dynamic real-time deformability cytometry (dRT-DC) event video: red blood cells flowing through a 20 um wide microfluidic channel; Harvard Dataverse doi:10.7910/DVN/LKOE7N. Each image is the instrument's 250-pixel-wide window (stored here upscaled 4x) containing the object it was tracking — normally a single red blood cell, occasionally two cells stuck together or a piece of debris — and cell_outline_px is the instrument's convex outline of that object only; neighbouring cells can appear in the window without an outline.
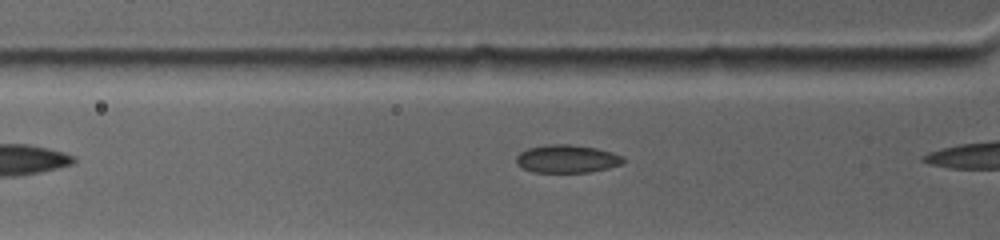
{"species": "common noctule bat (a hibernating species)", "species_latin": "Nyctalus noctula", "temperature_condition": "warm", "stored_images_in_passage": 7, "camera_frame_rate_fps": 4500, "um_per_image_px": 0.085, "animal": {"sex": "female", "body_mass_g": 19.0, "forearm_length_mm": 53.3}, "frame": {"image": 1, "passage_image": 2, "time_ms": 0.444, "image_size_px": [1000, 240], "cell_outline_px": [[624, 164], [608, 168], [588, 172], [532, 172], [516, 164], [516, 156], [520, 152], [528, 148], [544, 144], [568, 144], [596, 148], [612, 152], [624, 156]], "centroid_in_image_um": [48.2, 13.49], "position_along_channel_um": 77.6, "area_um2": 17.57}}
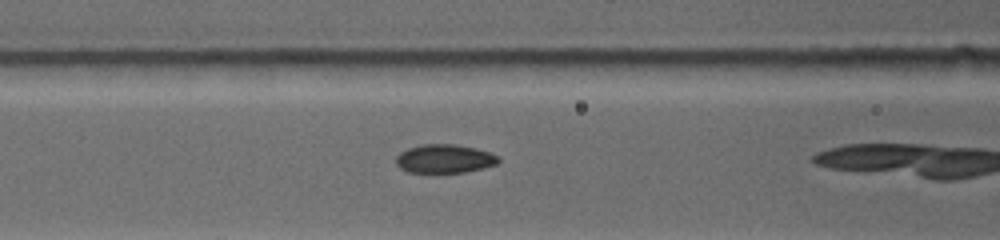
{"frame": {"image": 2, "passage_image": 4, "time_ms": 1.778, "image_size_px": [1000, 240], "cell_outline_px": [[500, 160], [496, 164], [464, 172], [408, 172], [400, 168], [396, 164], [396, 156], [400, 152], [408, 148], [424, 144], [452, 144], [476, 148], [492, 152]], "centroid_in_image_um": [37.76, 13.48], "position_along_channel_um": 128.8, "area_um2": 16.94}}